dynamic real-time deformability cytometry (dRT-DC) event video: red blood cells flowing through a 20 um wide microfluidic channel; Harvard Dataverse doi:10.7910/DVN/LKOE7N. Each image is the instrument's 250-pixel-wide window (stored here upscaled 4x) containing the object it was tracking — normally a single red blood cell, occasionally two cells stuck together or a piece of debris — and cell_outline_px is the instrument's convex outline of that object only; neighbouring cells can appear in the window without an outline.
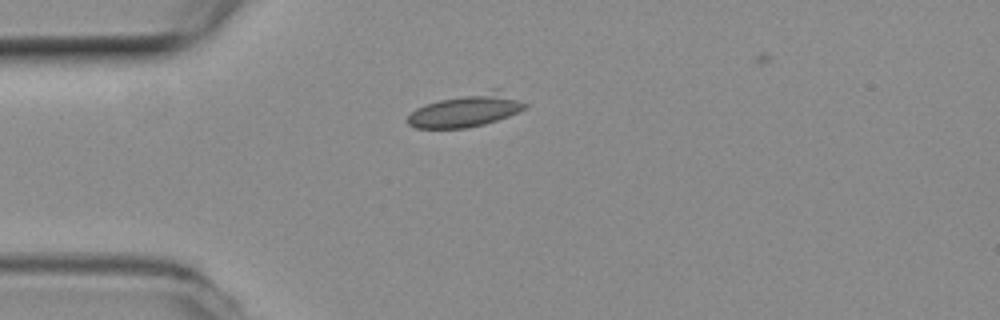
{"species": "common noctule bat (a hibernating species)", "species_latin": "Nyctalus noctula", "temperature_condition": "room temperature", "stored_images_in_passage": 2, "camera_frame_rate_fps": 3000, "um_per_image_px": 0.085, "animal": {"sex": "female", "body_mass_g": 19.3, "forearm_length_mm": 54.1}, "frame": {"image": 1, "passage_image": 1, "time_ms": 0.0, "image_size_px": [1000, 320], "cell_outline_px": [[528, 104], [524, 108], [508, 116], [484, 124], [468, 128], [416, 128], [408, 124], [408, 116], [416, 108], [424, 104], [440, 100], [492, 88], [500, 88]], "centroid_in_image_um": [39.65, 9.36], "position_along_channel_um": 45.4, "area_um2": 22.54}}